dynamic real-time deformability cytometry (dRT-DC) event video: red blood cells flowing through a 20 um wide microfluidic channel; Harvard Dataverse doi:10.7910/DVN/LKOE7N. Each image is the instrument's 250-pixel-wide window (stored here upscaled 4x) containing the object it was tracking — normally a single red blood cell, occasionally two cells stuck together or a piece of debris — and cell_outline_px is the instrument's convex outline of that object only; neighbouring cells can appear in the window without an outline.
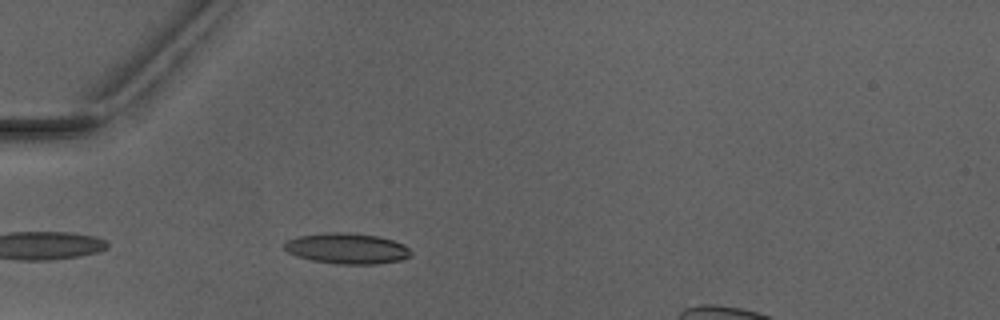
{"species": "Egyptian fruit bat (a non-hibernating species)", "species_latin": "Rousettus aegyptiacus", "temperature_condition": "warm", "stored_images_in_passage": 3, "camera_frame_rate_fps": 3000, "um_per_image_px": 0.085, "animal": {"sex": "male"}, "frame": {"image": 1, "passage_image": 3, "time_ms": 2.333, "image_size_px": [1000, 320], "cell_outline_px": [[412, 256], [400, 260], [376, 264], [336, 264], [312, 260], [296, 256], [288, 252], [284, 248], [284, 244], [288, 240], [300, 236], [328, 232], [348, 232], [380, 236], [404, 244], [412, 252]], "centroid_in_image_um": [29.52, 21.12], "position_along_channel_um": 55.5, "area_um2": 22.72}}